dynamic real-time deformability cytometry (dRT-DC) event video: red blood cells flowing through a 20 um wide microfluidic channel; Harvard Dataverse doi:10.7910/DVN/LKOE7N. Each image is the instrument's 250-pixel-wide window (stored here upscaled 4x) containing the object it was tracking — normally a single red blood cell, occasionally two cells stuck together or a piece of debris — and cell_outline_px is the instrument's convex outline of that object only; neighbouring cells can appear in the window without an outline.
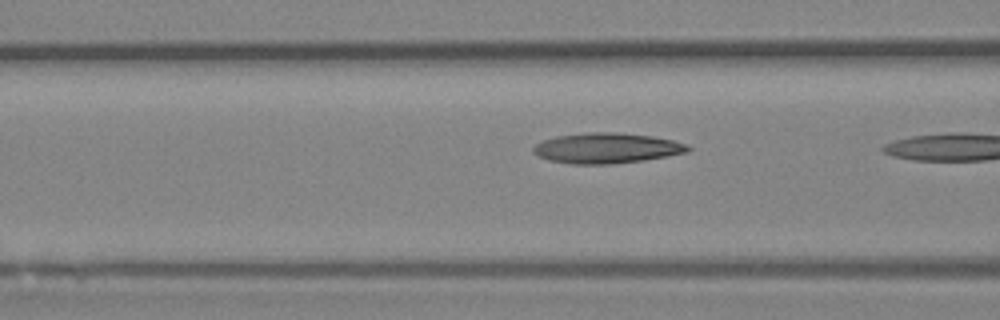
{"species": "Egyptian fruit bat (a non-hibernating species)", "species_latin": "Rousettus aegyptiacus", "temperature_condition": "room temperature", "stored_images_in_passage": 11, "camera_frame_rate_fps": 3000, "um_per_image_px": 0.085, "animal": {"sex": "female"}, "frame": {"image": 1, "passage_image": 10, "time_ms": 3.0, "image_size_px": [1000, 320], "cell_outline_px": [[692, 148], [688, 152], [668, 156], [644, 160], [612, 164], [572, 164], [548, 160], [532, 152], [532, 148], [536, 144], [544, 140], [556, 136], [592, 132], [616, 132], [652, 136], [672, 140], [688, 144]], "centroid_in_image_um": [51.59, 12.59], "position_along_channel_um": 115.0, "area_um2": 27.4}}